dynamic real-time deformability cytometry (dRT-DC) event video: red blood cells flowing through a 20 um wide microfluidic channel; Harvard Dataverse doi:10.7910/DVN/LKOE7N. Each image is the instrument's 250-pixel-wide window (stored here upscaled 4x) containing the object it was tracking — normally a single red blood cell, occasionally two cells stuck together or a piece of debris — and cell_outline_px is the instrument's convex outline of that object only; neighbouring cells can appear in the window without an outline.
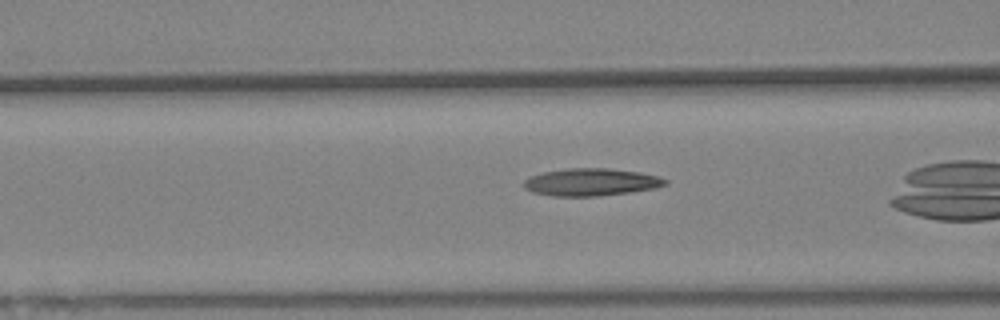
{"species": "Egyptian fruit bat (a non-hibernating species)", "species_latin": "Rousettus aegyptiacus", "temperature_condition": "warm", "stored_images_in_passage": 42, "camera_frame_rate_fps": 3000, "um_per_image_px": 0.085, "animal": {"sex": "female"}, "frame": {"image": 1, "passage_image": 17, "time_ms": 5.333, "image_size_px": [1000, 320], "cell_outline_px": [[668, 184], [656, 188], [628, 192], [596, 196], [552, 196], [532, 192], [524, 188], [524, 180], [532, 176], [544, 172], [568, 168], [608, 168], [640, 172], [660, 176], [668, 180]], "centroid_in_image_um": [50.28, 15.48], "position_along_channel_um": 116.3, "area_um2": 22.6}}
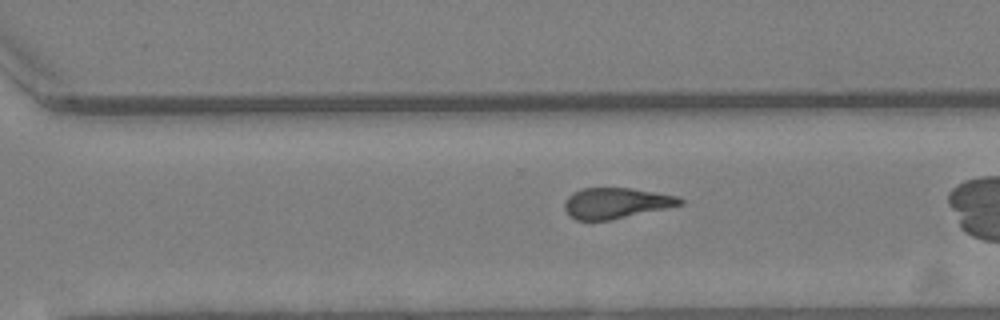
{"frame": {"image": 2, "passage_image": 34, "time_ms": 11.0, "image_size_px": [1000, 320], "cell_outline_px": [[684, 204], [668, 208], [608, 220], [576, 220], [568, 216], [564, 208], [564, 200], [572, 192], [584, 188], [632, 188], [676, 196], [684, 200]], "centroid_in_image_um": [52.33, 17.26], "position_along_channel_um": 318.3, "area_um2": 20.69}, "authors_computed_cell_mechanics": {"area_um2": 21.7906, "velocity_mm_per_s": 3.5772, "shape_relaxation_time_tau1_ms": null, "shape_relaxation_time_tau2_ms": 3.0535, "deformation_change_tau1": null, "deformation_change_tau2": 0.1252}}